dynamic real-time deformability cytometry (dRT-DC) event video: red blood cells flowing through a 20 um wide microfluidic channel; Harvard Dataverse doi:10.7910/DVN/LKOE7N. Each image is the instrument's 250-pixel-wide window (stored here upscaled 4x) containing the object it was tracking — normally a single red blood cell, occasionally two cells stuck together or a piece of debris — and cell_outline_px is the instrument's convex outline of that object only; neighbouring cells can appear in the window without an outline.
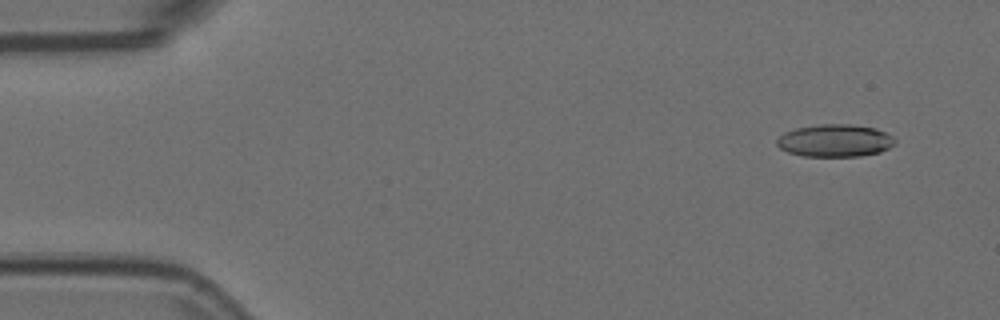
{"species": "Egyptian fruit bat (a non-hibernating species)", "species_latin": "Rousettus aegyptiacus", "temperature_condition": "room temperature", "stored_images_in_passage": 51, "camera_frame_rate_fps": 3000, "um_per_image_px": 0.085, "animal": {"sex": "female"}, "frame": {"image": 1, "passage_image": 4, "time_ms": 1.0, "image_size_px": [1000, 320], "cell_outline_px": [[896, 144], [880, 152], [860, 156], [804, 156], [788, 152], [780, 148], [776, 144], [776, 140], [784, 132], [796, 128], [820, 124], [848, 124], [876, 128], [892, 136], [896, 140]], "centroid_in_image_um": [70.98, 11.95], "position_along_channel_um": 14.0, "area_um2": 22.37}}
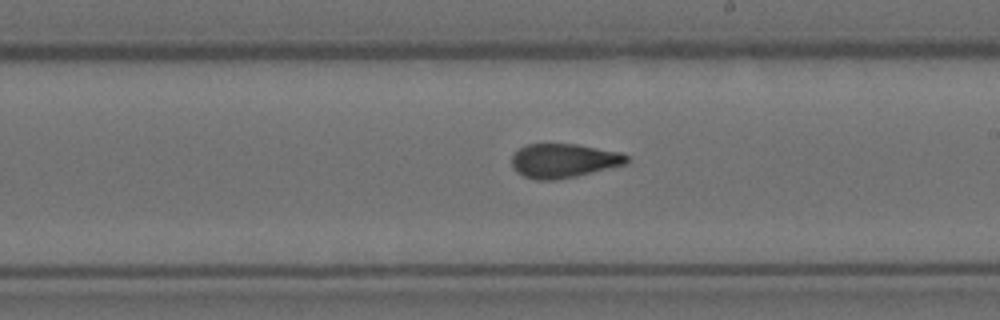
{"frame": {"image": 2, "passage_image": 31, "time_ms": 10.0, "image_size_px": [1000, 320], "cell_outline_px": [[628, 160], [624, 164], [576, 176], [556, 180], [536, 180], [524, 176], [516, 172], [512, 168], [512, 156], [520, 148], [528, 144], [576, 144], [620, 152], [628, 156]], "centroid_in_image_um": [47.87, 13.66], "position_along_channel_um": 241.1, "area_um2": 22.66}}
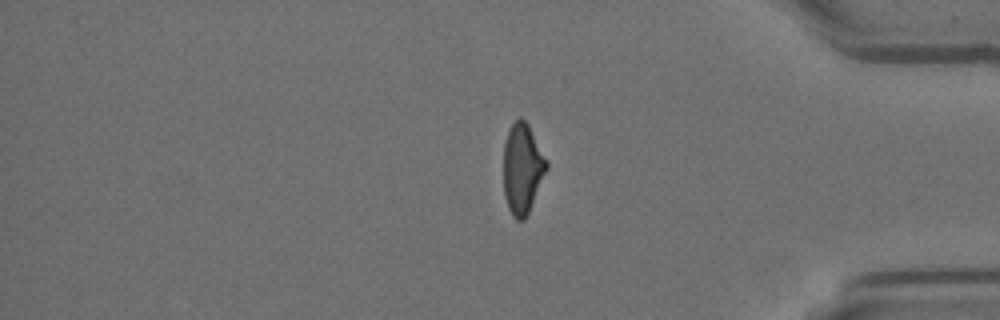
{"frame": {"image": 3, "passage_image": 45, "time_ms": 14.667, "image_size_px": [1000, 320], "cell_outline_px": [[548, 168], [528, 212], [524, 220], [516, 220], [512, 216], [508, 208], [504, 196], [504, 140], [512, 124], [520, 116], [528, 124], [548, 164]], "centroid_in_image_um": [44.38, 14.34], "position_along_channel_um": 390.8, "area_um2": 22.37}, "authors_computed_cell_mechanics": {"area_um2": 23.2934, "velocity_mm_per_s": 3.7277, "shape_relaxation_time_tau1_ms": 5.8145, "shape_relaxation_time_tau2_ms": 1.4382, "deformation_change_tau1": 0.1732, "deformation_change_tau2": 0.0914}}